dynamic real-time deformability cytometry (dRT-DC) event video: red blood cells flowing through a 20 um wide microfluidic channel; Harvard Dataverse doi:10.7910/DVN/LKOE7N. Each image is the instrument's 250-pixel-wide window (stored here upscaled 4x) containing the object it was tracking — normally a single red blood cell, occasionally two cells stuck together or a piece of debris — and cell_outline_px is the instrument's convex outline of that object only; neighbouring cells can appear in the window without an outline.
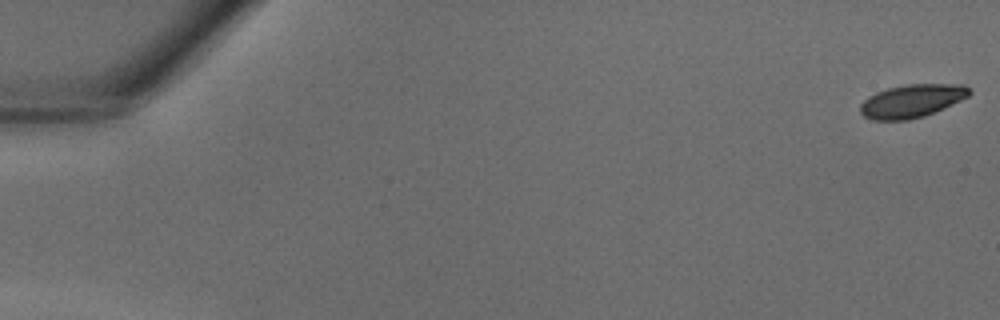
{"species": "common noctule bat (a hibernating species)", "species_latin": "Nyctalus noctula", "temperature_condition": "warm", "stored_images_in_passage": 41, "camera_frame_rate_fps": 3000, "um_per_image_px": 0.085, "animal": {"sex": "male", "body_mass_g": 18.8}, "frame": {"image": 1, "passage_image": 1, "time_ms": 0.0, "image_size_px": [1000, 320], "cell_outline_px": [[972, 92], [968, 96], [960, 100], [924, 116], [908, 120], [872, 120], [864, 116], [860, 112], [860, 104], [868, 96], [876, 92], [888, 88], [908, 84], [964, 84]], "centroid_in_image_um": [77.47, 8.58], "position_along_channel_um": 7.5, "area_um2": 20.92}}
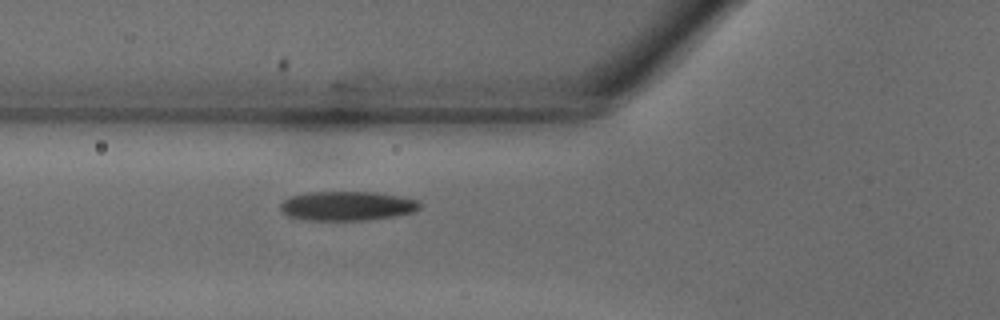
{"frame": {"image": 2, "passage_image": 16, "time_ms": 5.0, "image_size_px": [1000, 320], "cell_outline_px": [[420, 208], [412, 212], [392, 216], [368, 220], [308, 220], [288, 216], [280, 208], [280, 204], [284, 200], [292, 196], [308, 192], [376, 192], [400, 196], [416, 200], [420, 204]], "centroid_in_image_um": [29.49, 17.5], "position_along_channel_um": 96.3, "area_um2": 23.58}}
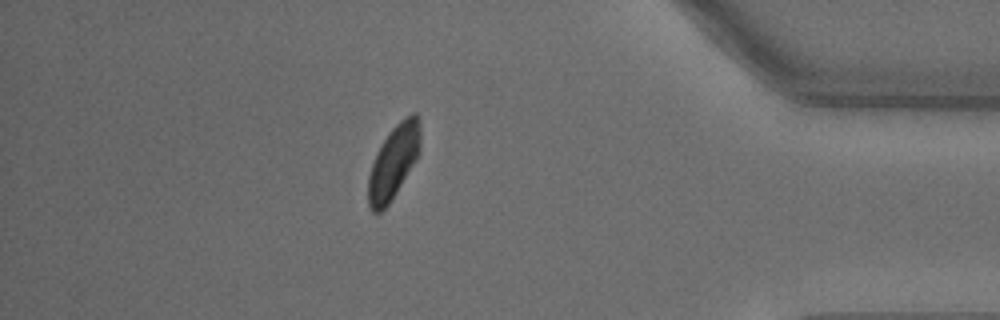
{"frame": {"image": 3, "passage_image": 36, "time_ms": 11.667, "image_size_px": [1000, 320], "cell_outline_px": [[420, 152], [416, 160], [396, 192], [388, 204], [380, 212], [372, 212], [368, 208], [368, 176], [376, 152], [388, 132], [404, 116], [412, 112], [416, 112], [420, 124]], "centroid_in_image_um": [33.45, 13.73], "position_along_channel_um": 401.8, "area_um2": 22.37}}